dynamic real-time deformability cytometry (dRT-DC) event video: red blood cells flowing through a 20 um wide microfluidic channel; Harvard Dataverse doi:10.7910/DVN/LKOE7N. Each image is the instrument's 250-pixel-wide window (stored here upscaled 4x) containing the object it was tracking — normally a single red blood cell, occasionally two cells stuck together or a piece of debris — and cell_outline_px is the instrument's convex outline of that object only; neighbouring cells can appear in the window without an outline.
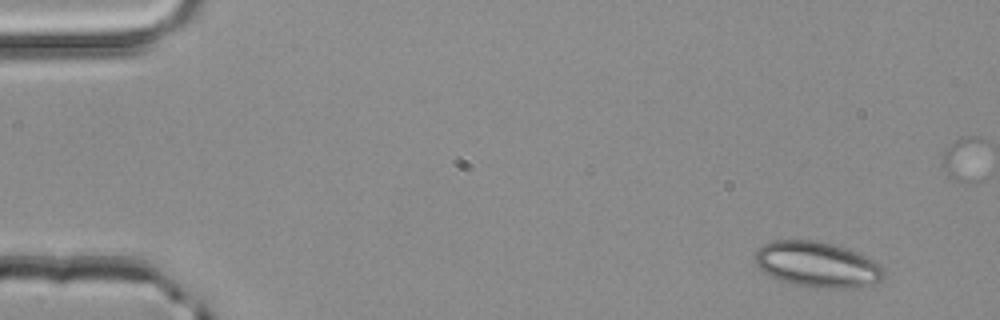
{"species": "common noctule bat (a hibernating species)", "species_latin": "Nyctalus noctula", "temperature_condition": "room temperature", "stored_images_in_passage": 9, "camera_frame_rate_fps": 3000, "um_per_image_px": 0.085, "animal": {"sex": "male", "body_mass_g": 20.4}, "frame": {"image": 1, "passage_image": 1, "time_ms": 0.0, "image_size_px": [1000, 320], "cell_outline_px": [[884, 276], [880, 280], [872, 284], [852, 288], [812, 288], [788, 284], [764, 272], [752, 260], [756, 252], [764, 244], [772, 240], [816, 240], [848, 248], [876, 260], [884, 268]], "centroid_in_image_um": [69.47, 22.49], "position_along_channel_um": 15.5, "area_um2": 34.68}}